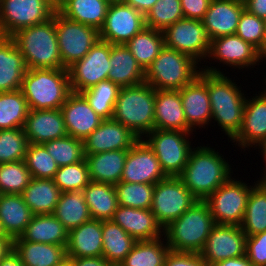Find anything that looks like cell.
I'll return each mask as SVG.
<instances>
[{
  "label": "cell",
  "mask_w": 266,
  "mask_h": 266,
  "mask_svg": "<svg viewBox=\"0 0 266 266\" xmlns=\"http://www.w3.org/2000/svg\"><path fill=\"white\" fill-rule=\"evenodd\" d=\"M255 149H260L259 153H261L260 155H262L261 157L263 158V160L265 161L266 163V138L261 141L256 147H253ZM263 173L261 172V177H260V180L258 179V181H262L265 177H266V164H265V167L263 168ZM263 175V176H262Z\"/></svg>",
  "instance_id": "be15d7a7"
},
{
  "label": "cell",
  "mask_w": 266,
  "mask_h": 266,
  "mask_svg": "<svg viewBox=\"0 0 266 266\" xmlns=\"http://www.w3.org/2000/svg\"><path fill=\"white\" fill-rule=\"evenodd\" d=\"M109 3L106 0H67L58 11L66 18L92 26H103Z\"/></svg>",
  "instance_id": "74e56055"
},
{
  "label": "cell",
  "mask_w": 266,
  "mask_h": 266,
  "mask_svg": "<svg viewBox=\"0 0 266 266\" xmlns=\"http://www.w3.org/2000/svg\"><path fill=\"white\" fill-rule=\"evenodd\" d=\"M206 145L193 147L188 163L178 176L198 200H205L233 175L228 160Z\"/></svg>",
  "instance_id": "7a4b0ae2"
},
{
  "label": "cell",
  "mask_w": 266,
  "mask_h": 266,
  "mask_svg": "<svg viewBox=\"0 0 266 266\" xmlns=\"http://www.w3.org/2000/svg\"><path fill=\"white\" fill-rule=\"evenodd\" d=\"M215 225L208 204L198 200L164 228V237L170 251L199 254Z\"/></svg>",
  "instance_id": "277c9868"
},
{
  "label": "cell",
  "mask_w": 266,
  "mask_h": 266,
  "mask_svg": "<svg viewBox=\"0 0 266 266\" xmlns=\"http://www.w3.org/2000/svg\"><path fill=\"white\" fill-rule=\"evenodd\" d=\"M211 0H181L182 12L185 18L202 20Z\"/></svg>",
  "instance_id": "11a10c76"
},
{
  "label": "cell",
  "mask_w": 266,
  "mask_h": 266,
  "mask_svg": "<svg viewBox=\"0 0 266 266\" xmlns=\"http://www.w3.org/2000/svg\"><path fill=\"white\" fill-rule=\"evenodd\" d=\"M59 167L72 165L85 159L82 140L67 135L42 144Z\"/></svg>",
  "instance_id": "ee69618b"
},
{
  "label": "cell",
  "mask_w": 266,
  "mask_h": 266,
  "mask_svg": "<svg viewBox=\"0 0 266 266\" xmlns=\"http://www.w3.org/2000/svg\"><path fill=\"white\" fill-rule=\"evenodd\" d=\"M169 251L165 237L137 241L119 266H164Z\"/></svg>",
  "instance_id": "60d3db41"
},
{
  "label": "cell",
  "mask_w": 266,
  "mask_h": 266,
  "mask_svg": "<svg viewBox=\"0 0 266 266\" xmlns=\"http://www.w3.org/2000/svg\"><path fill=\"white\" fill-rule=\"evenodd\" d=\"M102 256L114 266H119L137 242L112 220L102 221Z\"/></svg>",
  "instance_id": "8d00e7d4"
},
{
  "label": "cell",
  "mask_w": 266,
  "mask_h": 266,
  "mask_svg": "<svg viewBox=\"0 0 266 266\" xmlns=\"http://www.w3.org/2000/svg\"><path fill=\"white\" fill-rule=\"evenodd\" d=\"M102 221L91 219L69 231L66 256L100 257L103 252Z\"/></svg>",
  "instance_id": "4316f807"
},
{
  "label": "cell",
  "mask_w": 266,
  "mask_h": 266,
  "mask_svg": "<svg viewBox=\"0 0 266 266\" xmlns=\"http://www.w3.org/2000/svg\"><path fill=\"white\" fill-rule=\"evenodd\" d=\"M154 129L193 132L187 125L179 90H155Z\"/></svg>",
  "instance_id": "484cf974"
},
{
  "label": "cell",
  "mask_w": 266,
  "mask_h": 266,
  "mask_svg": "<svg viewBox=\"0 0 266 266\" xmlns=\"http://www.w3.org/2000/svg\"><path fill=\"white\" fill-rule=\"evenodd\" d=\"M164 45L184 53L201 64L206 62L210 42L202 20L183 17L163 31Z\"/></svg>",
  "instance_id": "5bb4252c"
},
{
  "label": "cell",
  "mask_w": 266,
  "mask_h": 266,
  "mask_svg": "<svg viewBox=\"0 0 266 266\" xmlns=\"http://www.w3.org/2000/svg\"><path fill=\"white\" fill-rule=\"evenodd\" d=\"M246 256L253 266H266V231L247 236Z\"/></svg>",
  "instance_id": "f5cc1de1"
},
{
  "label": "cell",
  "mask_w": 266,
  "mask_h": 266,
  "mask_svg": "<svg viewBox=\"0 0 266 266\" xmlns=\"http://www.w3.org/2000/svg\"><path fill=\"white\" fill-rule=\"evenodd\" d=\"M60 194L53 179L32 178L21 196L34 215H42L54 213Z\"/></svg>",
  "instance_id": "d6a6232c"
},
{
  "label": "cell",
  "mask_w": 266,
  "mask_h": 266,
  "mask_svg": "<svg viewBox=\"0 0 266 266\" xmlns=\"http://www.w3.org/2000/svg\"><path fill=\"white\" fill-rule=\"evenodd\" d=\"M167 177L155 153L143 139L128 149L121 181L155 185Z\"/></svg>",
  "instance_id": "ac0fdd59"
},
{
  "label": "cell",
  "mask_w": 266,
  "mask_h": 266,
  "mask_svg": "<svg viewBox=\"0 0 266 266\" xmlns=\"http://www.w3.org/2000/svg\"><path fill=\"white\" fill-rule=\"evenodd\" d=\"M67 0H52V6L58 10Z\"/></svg>",
  "instance_id": "03108f58"
},
{
  "label": "cell",
  "mask_w": 266,
  "mask_h": 266,
  "mask_svg": "<svg viewBox=\"0 0 266 266\" xmlns=\"http://www.w3.org/2000/svg\"><path fill=\"white\" fill-rule=\"evenodd\" d=\"M197 201L179 177L168 176L155 184L150 210L164 229Z\"/></svg>",
  "instance_id": "30bf717a"
},
{
  "label": "cell",
  "mask_w": 266,
  "mask_h": 266,
  "mask_svg": "<svg viewBox=\"0 0 266 266\" xmlns=\"http://www.w3.org/2000/svg\"><path fill=\"white\" fill-rule=\"evenodd\" d=\"M264 22V29H265V33H266V17L263 19Z\"/></svg>",
  "instance_id": "2644e50d"
},
{
  "label": "cell",
  "mask_w": 266,
  "mask_h": 266,
  "mask_svg": "<svg viewBox=\"0 0 266 266\" xmlns=\"http://www.w3.org/2000/svg\"><path fill=\"white\" fill-rule=\"evenodd\" d=\"M21 91L29 110L60 109L72 93L68 70L28 69Z\"/></svg>",
  "instance_id": "5b68a950"
},
{
  "label": "cell",
  "mask_w": 266,
  "mask_h": 266,
  "mask_svg": "<svg viewBox=\"0 0 266 266\" xmlns=\"http://www.w3.org/2000/svg\"><path fill=\"white\" fill-rule=\"evenodd\" d=\"M110 43L99 39L90 51L67 68L72 92L81 93L108 80Z\"/></svg>",
  "instance_id": "4fadbf2b"
},
{
  "label": "cell",
  "mask_w": 266,
  "mask_h": 266,
  "mask_svg": "<svg viewBox=\"0 0 266 266\" xmlns=\"http://www.w3.org/2000/svg\"><path fill=\"white\" fill-rule=\"evenodd\" d=\"M164 266H209L197 253L169 251Z\"/></svg>",
  "instance_id": "db71d44e"
},
{
  "label": "cell",
  "mask_w": 266,
  "mask_h": 266,
  "mask_svg": "<svg viewBox=\"0 0 266 266\" xmlns=\"http://www.w3.org/2000/svg\"><path fill=\"white\" fill-rule=\"evenodd\" d=\"M33 216L21 194L0 195V221L12 239L20 237Z\"/></svg>",
  "instance_id": "1f68e13d"
},
{
  "label": "cell",
  "mask_w": 266,
  "mask_h": 266,
  "mask_svg": "<svg viewBox=\"0 0 266 266\" xmlns=\"http://www.w3.org/2000/svg\"><path fill=\"white\" fill-rule=\"evenodd\" d=\"M125 46L141 67L146 70L165 46L163 33L146 26L134 35Z\"/></svg>",
  "instance_id": "f35d334b"
},
{
  "label": "cell",
  "mask_w": 266,
  "mask_h": 266,
  "mask_svg": "<svg viewBox=\"0 0 266 266\" xmlns=\"http://www.w3.org/2000/svg\"><path fill=\"white\" fill-rule=\"evenodd\" d=\"M244 10L243 0H211L202 19L209 39L235 34Z\"/></svg>",
  "instance_id": "603a6c76"
},
{
  "label": "cell",
  "mask_w": 266,
  "mask_h": 266,
  "mask_svg": "<svg viewBox=\"0 0 266 266\" xmlns=\"http://www.w3.org/2000/svg\"><path fill=\"white\" fill-rule=\"evenodd\" d=\"M199 65L189 55L164 46L145 70V82L155 90H180L200 75Z\"/></svg>",
  "instance_id": "52a82bcc"
},
{
  "label": "cell",
  "mask_w": 266,
  "mask_h": 266,
  "mask_svg": "<svg viewBox=\"0 0 266 266\" xmlns=\"http://www.w3.org/2000/svg\"><path fill=\"white\" fill-rule=\"evenodd\" d=\"M56 34L60 57L67 69L81 60L100 39L99 30L63 16L56 10Z\"/></svg>",
  "instance_id": "7c38bea8"
},
{
  "label": "cell",
  "mask_w": 266,
  "mask_h": 266,
  "mask_svg": "<svg viewBox=\"0 0 266 266\" xmlns=\"http://www.w3.org/2000/svg\"><path fill=\"white\" fill-rule=\"evenodd\" d=\"M67 134L84 141L104 120L81 93L72 92L60 108Z\"/></svg>",
  "instance_id": "7402d4cb"
},
{
  "label": "cell",
  "mask_w": 266,
  "mask_h": 266,
  "mask_svg": "<svg viewBox=\"0 0 266 266\" xmlns=\"http://www.w3.org/2000/svg\"><path fill=\"white\" fill-rule=\"evenodd\" d=\"M232 176L204 201L216 224L240 226L252 186Z\"/></svg>",
  "instance_id": "9c48e42d"
},
{
  "label": "cell",
  "mask_w": 266,
  "mask_h": 266,
  "mask_svg": "<svg viewBox=\"0 0 266 266\" xmlns=\"http://www.w3.org/2000/svg\"><path fill=\"white\" fill-rule=\"evenodd\" d=\"M27 70L15 41L11 37L0 36V93L21 89Z\"/></svg>",
  "instance_id": "83f0119b"
},
{
  "label": "cell",
  "mask_w": 266,
  "mask_h": 266,
  "mask_svg": "<svg viewBox=\"0 0 266 266\" xmlns=\"http://www.w3.org/2000/svg\"><path fill=\"white\" fill-rule=\"evenodd\" d=\"M31 179L24 160L0 164L1 194H21Z\"/></svg>",
  "instance_id": "bcb514c9"
},
{
  "label": "cell",
  "mask_w": 266,
  "mask_h": 266,
  "mask_svg": "<svg viewBox=\"0 0 266 266\" xmlns=\"http://www.w3.org/2000/svg\"><path fill=\"white\" fill-rule=\"evenodd\" d=\"M246 239L241 226L216 224L199 255L209 266L218 261L244 256Z\"/></svg>",
  "instance_id": "2e32d148"
},
{
  "label": "cell",
  "mask_w": 266,
  "mask_h": 266,
  "mask_svg": "<svg viewBox=\"0 0 266 266\" xmlns=\"http://www.w3.org/2000/svg\"><path fill=\"white\" fill-rule=\"evenodd\" d=\"M246 97L241 129L230 140L235 143L233 145L241 147V151L256 147L266 138V89L259 91L255 97Z\"/></svg>",
  "instance_id": "d6986e66"
},
{
  "label": "cell",
  "mask_w": 266,
  "mask_h": 266,
  "mask_svg": "<svg viewBox=\"0 0 266 266\" xmlns=\"http://www.w3.org/2000/svg\"><path fill=\"white\" fill-rule=\"evenodd\" d=\"M266 187V177L261 181Z\"/></svg>",
  "instance_id": "8c879c8a"
},
{
  "label": "cell",
  "mask_w": 266,
  "mask_h": 266,
  "mask_svg": "<svg viewBox=\"0 0 266 266\" xmlns=\"http://www.w3.org/2000/svg\"><path fill=\"white\" fill-rule=\"evenodd\" d=\"M139 138L122 123L104 119L84 141L85 154L130 149Z\"/></svg>",
  "instance_id": "44dd1931"
},
{
  "label": "cell",
  "mask_w": 266,
  "mask_h": 266,
  "mask_svg": "<svg viewBox=\"0 0 266 266\" xmlns=\"http://www.w3.org/2000/svg\"><path fill=\"white\" fill-rule=\"evenodd\" d=\"M146 27L145 15L125 3H111L99 30L100 39L110 44L125 45Z\"/></svg>",
  "instance_id": "9a60e30c"
},
{
  "label": "cell",
  "mask_w": 266,
  "mask_h": 266,
  "mask_svg": "<svg viewBox=\"0 0 266 266\" xmlns=\"http://www.w3.org/2000/svg\"><path fill=\"white\" fill-rule=\"evenodd\" d=\"M236 34L256 47L261 53L266 49V33L263 19L246 10L240 16Z\"/></svg>",
  "instance_id": "816d5d0a"
},
{
  "label": "cell",
  "mask_w": 266,
  "mask_h": 266,
  "mask_svg": "<svg viewBox=\"0 0 266 266\" xmlns=\"http://www.w3.org/2000/svg\"><path fill=\"white\" fill-rule=\"evenodd\" d=\"M69 231L53 214L34 215L24 232L13 240L67 246Z\"/></svg>",
  "instance_id": "4dcf8cb0"
},
{
  "label": "cell",
  "mask_w": 266,
  "mask_h": 266,
  "mask_svg": "<svg viewBox=\"0 0 266 266\" xmlns=\"http://www.w3.org/2000/svg\"><path fill=\"white\" fill-rule=\"evenodd\" d=\"M128 149L85 154L90 181L116 185L121 181Z\"/></svg>",
  "instance_id": "f546056e"
},
{
  "label": "cell",
  "mask_w": 266,
  "mask_h": 266,
  "mask_svg": "<svg viewBox=\"0 0 266 266\" xmlns=\"http://www.w3.org/2000/svg\"><path fill=\"white\" fill-rule=\"evenodd\" d=\"M32 178L53 179L59 166L42 144L29 143L24 158Z\"/></svg>",
  "instance_id": "7dc6e473"
},
{
  "label": "cell",
  "mask_w": 266,
  "mask_h": 266,
  "mask_svg": "<svg viewBox=\"0 0 266 266\" xmlns=\"http://www.w3.org/2000/svg\"><path fill=\"white\" fill-rule=\"evenodd\" d=\"M28 144L23 128L0 130V164L23 161Z\"/></svg>",
  "instance_id": "681fc988"
},
{
  "label": "cell",
  "mask_w": 266,
  "mask_h": 266,
  "mask_svg": "<svg viewBox=\"0 0 266 266\" xmlns=\"http://www.w3.org/2000/svg\"><path fill=\"white\" fill-rule=\"evenodd\" d=\"M109 4L111 3H122L123 0H106Z\"/></svg>",
  "instance_id": "89a4df30"
},
{
  "label": "cell",
  "mask_w": 266,
  "mask_h": 266,
  "mask_svg": "<svg viewBox=\"0 0 266 266\" xmlns=\"http://www.w3.org/2000/svg\"><path fill=\"white\" fill-rule=\"evenodd\" d=\"M155 89L146 82L121 87L112 119L129 128L139 139L154 130Z\"/></svg>",
  "instance_id": "8992f818"
},
{
  "label": "cell",
  "mask_w": 266,
  "mask_h": 266,
  "mask_svg": "<svg viewBox=\"0 0 266 266\" xmlns=\"http://www.w3.org/2000/svg\"><path fill=\"white\" fill-rule=\"evenodd\" d=\"M0 238H11L10 236H8L1 224V221H0Z\"/></svg>",
  "instance_id": "003e7915"
},
{
  "label": "cell",
  "mask_w": 266,
  "mask_h": 266,
  "mask_svg": "<svg viewBox=\"0 0 266 266\" xmlns=\"http://www.w3.org/2000/svg\"><path fill=\"white\" fill-rule=\"evenodd\" d=\"M53 215L68 231L92 219L83 190L61 192Z\"/></svg>",
  "instance_id": "d590c367"
},
{
  "label": "cell",
  "mask_w": 266,
  "mask_h": 266,
  "mask_svg": "<svg viewBox=\"0 0 266 266\" xmlns=\"http://www.w3.org/2000/svg\"><path fill=\"white\" fill-rule=\"evenodd\" d=\"M24 57L27 69L65 68L56 34V11L47 21L20 29L11 36Z\"/></svg>",
  "instance_id": "3957f363"
},
{
  "label": "cell",
  "mask_w": 266,
  "mask_h": 266,
  "mask_svg": "<svg viewBox=\"0 0 266 266\" xmlns=\"http://www.w3.org/2000/svg\"><path fill=\"white\" fill-rule=\"evenodd\" d=\"M158 0H123V3L132 6L139 12L146 13L155 5Z\"/></svg>",
  "instance_id": "680465c9"
},
{
  "label": "cell",
  "mask_w": 266,
  "mask_h": 266,
  "mask_svg": "<svg viewBox=\"0 0 266 266\" xmlns=\"http://www.w3.org/2000/svg\"><path fill=\"white\" fill-rule=\"evenodd\" d=\"M210 266H253L246 255L218 261Z\"/></svg>",
  "instance_id": "91938a15"
},
{
  "label": "cell",
  "mask_w": 266,
  "mask_h": 266,
  "mask_svg": "<svg viewBox=\"0 0 266 266\" xmlns=\"http://www.w3.org/2000/svg\"><path fill=\"white\" fill-rule=\"evenodd\" d=\"M187 125L196 132L210 125L212 111L207 89V72L200 75L190 84L179 90Z\"/></svg>",
  "instance_id": "ffe728a7"
},
{
  "label": "cell",
  "mask_w": 266,
  "mask_h": 266,
  "mask_svg": "<svg viewBox=\"0 0 266 266\" xmlns=\"http://www.w3.org/2000/svg\"><path fill=\"white\" fill-rule=\"evenodd\" d=\"M13 249L12 238H0V261Z\"/></svg>",
  "instance_id": "6125c7cd"
},
{
  "label": "cell",
  "mask_w": 266,
  "mask_h": 266,
  "mask_svg": "<svg viewBox=\"0 0 266 266\" xmlns=\"http://www.w3.org/2000/svg\"><path fill=\"white\" fill-rule=\"evenodd\" d=\"M154 187V184L120 181L115 185L118 205L136 209H150Z\"/></svg>",
  "instance_id": "f6af8a7d"
},
{
  "label": "cell",
  "mask_w": 266,
  "mask_h": 266,
  "mask_svg": "<svg viewBox=\"0 0 266 266\" xmlns=\"http://www.w3.org/2000/svg\"><path fill=\"white\" fill-rule=\"evenodd\" d=\"M193 132L154 129L143 140L153 150L167 176L178 177L193 149L189 136Z\"/></svg>",
  "instance_id": "ba28073f"
},
{
  "label": "cell",
  "mask_w": 266,
  "mask_h": 266,
  "mask_svg": "<svg viewBox=\"0 0 266 266\" xmlns=\"http://www.w3.org/2000/svg\"><path fill=\"white\" fill-rule=\"evenodd\" d=\"M56 266H75V262L73 258L65 257L58 265Z\"/></svg>",
  "instance_id": "e7e4bbea"
},
{
  "label": "cell",
  "mask_w": 266,
  "mask_h": 266,
  "mask_svg": "<svg viewBox=\"0 0 266 266\" xmlns=\"http://www.w3.org/2000/svg\"><path fill=\"white\" fill-rule=\"evenodd\" d=\"M0 266H24L20 256L12 249L1 261Z\"/></svg>",
  "instance_id": "94428289"
},
{
  "label": "cell",
  "mask_w": 266,
  "mask_h": 266,
  "mask_svg": "<svg viewBox=\"0 0 266 266\" xmlns=\"http://www.w3.org/2000/svg\"><path fill=\"white\" fill-rule=\"evenodd\" d=\"M109 63L111 70L108 73V80L120 88L145 82V70L125 45L110 44Z\"/></svg>",
  "instance_id": "f1b7e54d"
},
{
  "label": "cell",
  "mask_w": 266,
  "mask_h": 266,
  "mask_svg": "<svg viewBox=\"0 0 266 266\" xmlns=\"http://www.w3.org/2000/svg\"><path fill=\"white\" fill-rule=\"evenodd\" d=\"M28 111L21 89L0 93V130L24 128Z\"/></svg>",
  "instance_id": "b9f144b4"
},
{
  "label": "cell",
  "mask_w": 266,
  "mask_h": 266,
  "mask_svg": "<svg viewBox=\"0 0 266 266\" xmlns=\"http://www.w3.org/2000/svg\"><path fill=\"white\" fill-rule=\"evenodd\" d=\"M83 193L92 219L112 220L119 206L114 185L90 181Z\"/></svg>",
  "instance_id": "836d02e7"
},
{
  "label": "cell",
  "mask_w": 266,
  "mask_h": 266,
  "mask_svg": "<svg viewBox=\"0 0 266 266\" xmlns=\"http://www.w3.org/2000/svg\"><path fill=\"white\" fill-rule=\"evenodd\" d=\"M75 266H114L109 263L103 256L100 257H82L73 258Z\"/></svg>",
  "instance_id": "6f0895ef"
},
{
  "label": "cell",
  "mask_w": 266,
  "mask_h": 266,
  "mask_svg": "<svg viewBox=\"0 0 266 266\" xmlns=\"http://www.w3.org/2000/svg\"><path fill=\"white\" fill-rule=\"evenodd\" d=\"M120 87L110 80L84 90L81 94L89 102L91 108L103 119H112L114 106Z\"/></svg>",
  "instance_id": "7bdbcfd3"
},
{
  "label": "cell",
  "mask_w": 266,
  "mask_h": 266,
  "mask_svg": "<svg viewBox=\"0 0 266 266\" xmlns=\"http://www.w3.org/2000/svg\"><path fill=\"white\" fill-rule=\"evenodd\" d=\"M53 181L61 192L83 190L90 182L85 159L72 165L59 167Z\"/></svg>",
  "instance_id": "f907efd6"
},
{
  "label": "cell",
  "mask_w": 266,
  "mask_h": 266,
  "mask_svg": "<svg viewBox=\"0 0 266 266\" xmlns=\"http://www.w3.org/2000/svg\"><path fill=\"white\" fill-rule=\"evenodd\" d=\"M55 11L48 0H0V36L11 37L20 29L43 23Z\"/></svg>",
  "instance_id": "8fae6325"
},
{
  "label": "cell",
  "mask_w": 266,
  "mask_h": 266,
  "mask_svg": "<svg viewBox=\"0 0 266 266\" xmlns=\"http://www.w3.org/2000/svg\"><path fill=\"white\" fill-rule=\"evenodd\" d=\"M207 59L214 60L219 65L225 64L232 69L252 68L253 70L255 66L261 65V52L235 33L212 39Z\"/></svg>",
  "instance_id": "e0dca14e"
},
{
  "label": "cell",
  "mask_w": 266,
  "mask_h": 266,
  "mask_svg": "<svg viewBox=\"0 0 266 266\" xmlns=\"http://www.w3.org/2000/svg\"><path fill=\"white\" fill-rule=\"evenodd\" d=\"M183 17L181 0H158L146 13L145 24L152 29L163 31Z\"/></svg>",
  "instance_id": "c3c4849f"
},
{
  "label": "cell",
  "mask_w": 266,
  "mask_h": 266,
  "mask_svg": "<svg viewBox=\"0 0 266 266\" xmlns=\"http://www.w3.org/2000/svg\"><path fill=\"white\" fill-rule=\"evenodd\" d=\"M264 59L266 60V49L261 53V60H262L261 62L264 61V63H265V60ZM263 82H265L264 84L266 85V77H265V79H264ZM263 89H266V86Z\"/></svg>",
  "instance_id": "a7ac6f4b"
},
{
  "label": "cell",
  "mask_w": 266,
  "mask_h": 266,
  "mask_svg": "<svg viewBox=\"0 0 266 266\" xmlns=\"http://www.w3.org/2000/svg\"><path fill=\"white\" fill-rule=\"evenodd\" d=\"M250 190L244 219L240 225L246 236L266 231V187L255 181Z\"/></svg>",
  "instance_id": "ab89813d"
},
{
  "label": "cell",
  "mask_w": 266,
  "mask_h": 266,
  "mask_svg": "<svg viewBox=\"0 0 266 266\" xmlns=\"http://www.w3.org/2000/svg\"><path fill=\"white\" fill-rule=\"evenodd\" d=\"M112 221L121 226L136 241L156 240L164 236V229L150 209L119 205Z\"/></svg>",
  "instance_id": "cb8c5ba5"
},
{
  "label": "cell",
  "mask_w": 266,
  "mask_h": 266,
  "mask_svg": "<svg viewBox=\"0 0 266 266\" xmlns=\"http://www.w3.org/2000/svg\"><path fill=\"white\" fill-rule=\"evenodd\" d=\"M204 67V68H203ZM202 66L207 72V89L209 93L212 117L229 139H233L241 129L246 94L219 68ZM226 75V76H225ZM243 91V92H242Z\"/></svg>",
  "instance_id": "6da1fadb"
},
{
  "label": "cell",
  "mask_w": 266,
  "mask_h": 266,
  "mask_svg": "<svg viewBox=\"0 0 266 266\" xmlns=\"http://www.w3.org/2000/svg\"><path fill=\"white\" fill-rule=\"evenodd\" d=\"M23 129L28 143L32 144H44L68 135L60 109L29 110Z\"/></svg>",
  "instance_id": "d4e9b609"
},
{
  "label": "cell",
  "mask_w": 266,
  "mask_h": 266,
  "mask_svg": "<svg viewBox=\"0 0 266 266\" xmlns=\"http://www.w3.org/2000/svg\"><path fill=\"white\" fill-rule=\"evenodd\" d=\"M24 266H56L66 257V246L13 240Z\"/></svg>",
  "instance_id": "e575fe53"
},
{
  "label": "cell",
  "mask_w": 266,
  "mask_h": 266,
  "mask_svg": "<svg viewBox=\"0 0 266 266\" xmlns=\"http://www.w3.org/2000/svg\"><path fill=\"white\" fill-rule=\"evenodd\" d=\"M247 12L264 19L266 17V0H243Z\"/></svg>",
  "instance_id": "9f6ffc18"
}]
</instances>
